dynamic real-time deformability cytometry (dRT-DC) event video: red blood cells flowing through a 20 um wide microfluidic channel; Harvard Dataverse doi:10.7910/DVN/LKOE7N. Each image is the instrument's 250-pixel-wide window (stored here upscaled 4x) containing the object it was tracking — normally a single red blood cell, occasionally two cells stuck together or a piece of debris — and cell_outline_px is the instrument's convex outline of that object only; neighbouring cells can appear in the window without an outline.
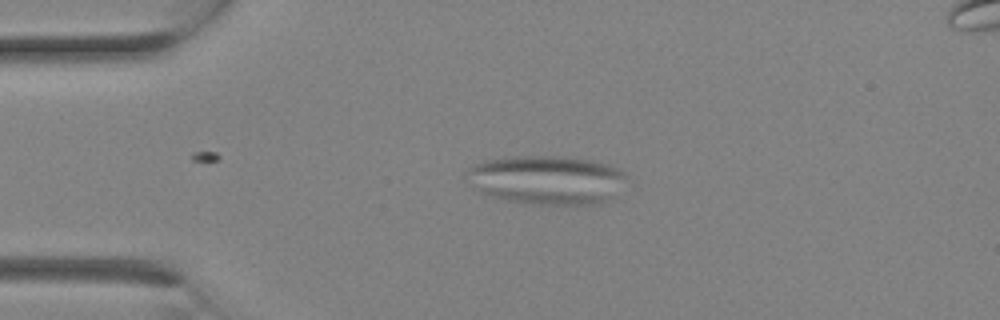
{"species": "Egyptian fruit bat (a non-hibernating species)", "species_latin": "Rousettus aegyptiacus", "temperature_condition": "room temperature", "stored_images_in_passage": 10, "camera_frame_rate_fps": 3000, "um_per_image_px": 0.085, "animal": {"sex": "female"}, "frame": {"image": 1, "passage_image": 5, "time_ms": 1.333, "image_size_px": [1000, 320], "cell_outline_px": [[632, 180], [612, 196], [596, 204], [540, 204], [504, 200], [480, 192], [472, 188], [464, 180], [464, 168], [484, 160], [512, 156], [552, 156], [588, 160], [608, 164], [624, 172]], "centroid_in_image_um": [46.41, 15.28], "position_along_channel_um": 38.6, "area_um2": 46.12}}